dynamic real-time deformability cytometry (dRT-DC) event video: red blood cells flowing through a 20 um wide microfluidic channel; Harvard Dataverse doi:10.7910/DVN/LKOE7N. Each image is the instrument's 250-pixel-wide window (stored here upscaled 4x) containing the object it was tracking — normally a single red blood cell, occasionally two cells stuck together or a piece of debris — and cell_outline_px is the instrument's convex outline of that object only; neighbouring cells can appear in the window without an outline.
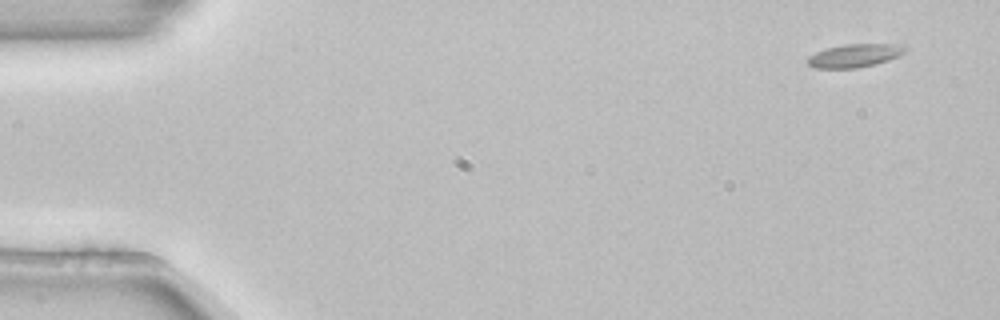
{"species": "common noctule bat (a hibernating species)", "species_latin": "Nyctalus noctula", "temperature_condition": "room temperature", "stored_images_in_passage": 4, "camera_frame_rate_fps": 3000, "um_per_image_px": 0.085, "animal": {"sex": "female", "body_mass_g": 22.7, "forearm_length_mm": 54.2}, "frame": {"image": 1, "passage_image": 1, "time_ms": 0.0, "image_size_px": [1000, 320], "cell_outline_px": [[908, 48], [904, 52], [888, 60], [876, 64], [856, 68], [812, 68], [808, 64], [808, 56], [816, 52], [828, 48], [848, 44], [904, 44]], "centroid_in_image_um": [72.65, 4.72], "position_along_channel_um": 12.3, "area_um2": 13.12}}
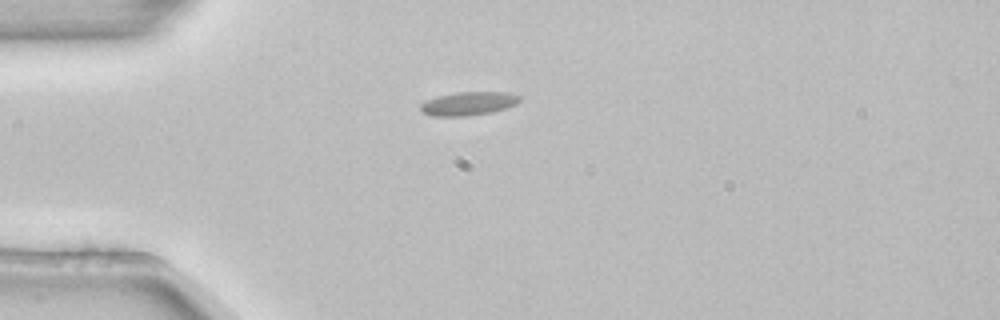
{"frame": {"image": 2, "passage_image": 3, "time_ms": 0.667, "image_size_px": [1000, 320], "cell_outline_px": [[520, 100], [516, 104], [492, 112], [468, 116], [432, 116], [420, 112], [420, 104], [428, 100], [440, 96], [456, 92], [512, 92], [520, 96]], "centroid_in_image_um": [39.82, 8.8], "position_along_channel_um": 45.2, "area_um2": 13.58}}
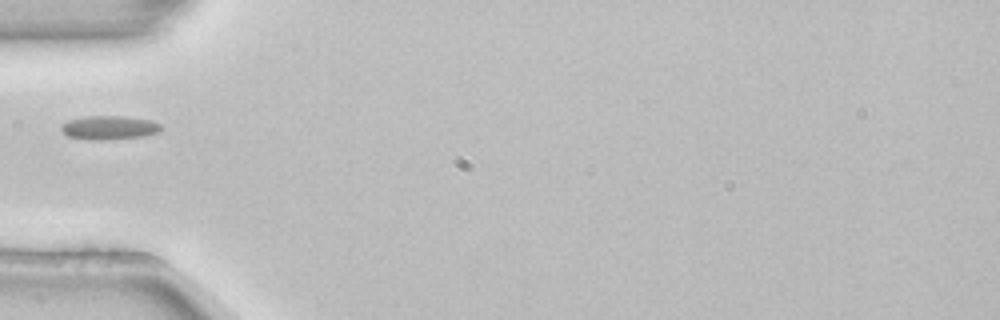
{"frame": {"image": 3, "passage_image": 4, "time_ms": 1.0, "image_size_px": [1000, 320], "cell_outline_px": [[164, 128], [160, 132], [144, 136], [104, 140], [92, 140], [68, 136], [60, 128], [68, 120], [84, 116], [124, 116], [152, 120], [160, 124]], "centroid_in_image_um": [9.34, 10.84], "position_along_channel_um": 75.7, "area_um2": 13.93}}